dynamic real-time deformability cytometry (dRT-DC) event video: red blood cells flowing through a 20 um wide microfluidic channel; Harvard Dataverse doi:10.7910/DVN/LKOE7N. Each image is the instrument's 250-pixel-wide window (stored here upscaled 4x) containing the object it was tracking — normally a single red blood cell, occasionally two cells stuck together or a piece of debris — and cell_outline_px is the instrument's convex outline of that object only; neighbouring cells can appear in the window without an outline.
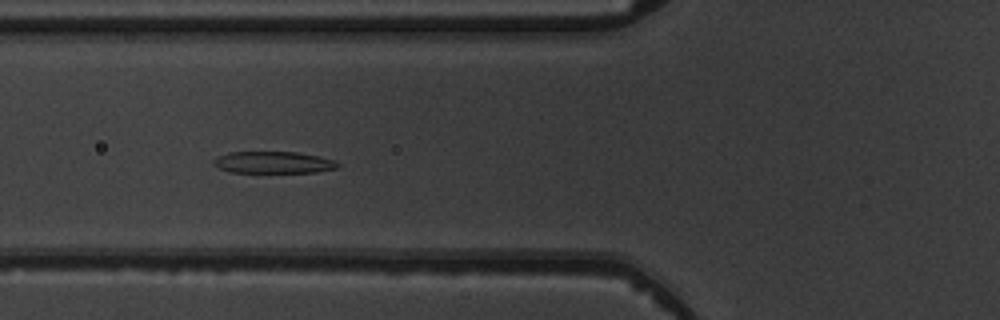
{"species": "common noctule bat (a hibernating species)", "species_latin": "Nyctalus noctula", "temperature_condition": "warm", "stored_images_in_passage": 6, "camera_frame_rate_fps": 3000, "um_per_image_px": 0.085, "animal": {"sex": "male", "body_mass_g": 19.5, "forearm_length_mm": 54.6}, "frame": {"image": 1, "passage_image": 5, "time_ms": 5.333, "image_size_px": [1000, 320], "cell_outline_px": [[340, 164], [336, 168], [316, 172], [232, 172], [220, 168], [212, 164], [212, 160], [228, 152], [296, 152], [320, 156], [336, 160]], "centroid_in_image_um": [23.26, 13.8], "position_along_channel_um": 102.5, "area_um2": 15.72}}
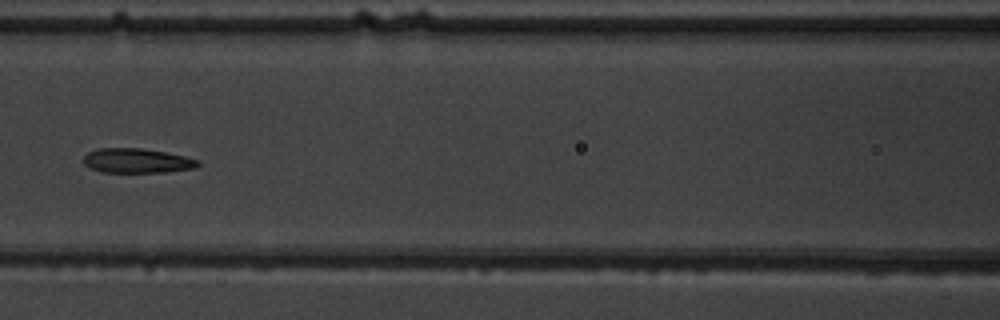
{"frame": {"image": 2, "passage_image": 6, "time_ms": 6.667, "image_size_px": [1000, 320], "cell_outline_px": [[200, 164], [196, 168], [164, 172], [100, 172], [84, 164], [84, 156], [88, 152], [96, 148], [140, 148], [164, 152], [184, 156], [200, 160]], "centroid_in_image_um": [11.65, 13.66], "position_along_channel_um": 155.0, "area_um2": 16.36}}